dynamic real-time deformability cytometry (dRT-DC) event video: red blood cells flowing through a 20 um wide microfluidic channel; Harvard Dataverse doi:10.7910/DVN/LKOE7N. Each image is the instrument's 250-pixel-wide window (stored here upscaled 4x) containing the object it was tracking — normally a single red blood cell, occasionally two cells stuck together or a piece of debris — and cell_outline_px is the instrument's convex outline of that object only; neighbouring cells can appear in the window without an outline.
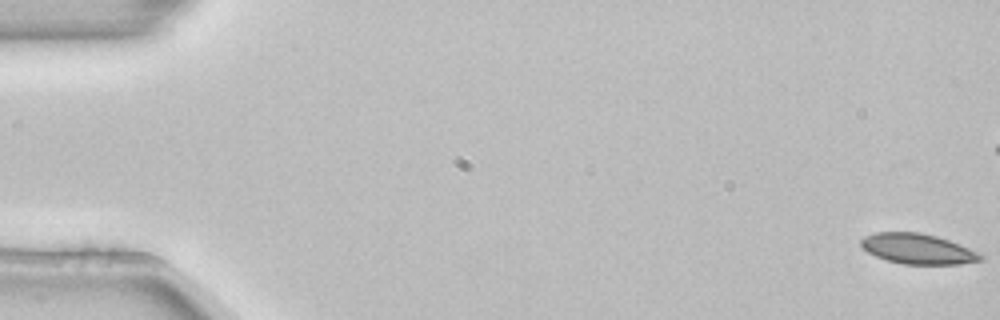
{"species": "common noctule bat (a hibernating species)", "species_latin": "Nyctalus noctula", "temperature_condition": "room temperature", "stored_images_in_passage": 6, "camera_frame_rate_fps": 3000, "um_per_image_px": 0.085, "animal": {"sex": "female", "body_mass_g": 22.7, "forearm_length_mm": 54.2}, "frame": {"image": 1, "passage_image": 1, "time_ms": 0.0, "image_size_px": [1000, 320], "cell_outline_px": [[984, 260], [960, 264], [904, 264], [888, 260], [876, 256], [868, 252], [860, 244], [860, 240], [864, 236], [876, 232], [920, 232], [936, 236], [948, 240], [968, 248], [984, 256]], "centroid_in_image_um": [78.0, 21.15], "position_along_channel_um": 7.0, "area_um2": 20.92}}